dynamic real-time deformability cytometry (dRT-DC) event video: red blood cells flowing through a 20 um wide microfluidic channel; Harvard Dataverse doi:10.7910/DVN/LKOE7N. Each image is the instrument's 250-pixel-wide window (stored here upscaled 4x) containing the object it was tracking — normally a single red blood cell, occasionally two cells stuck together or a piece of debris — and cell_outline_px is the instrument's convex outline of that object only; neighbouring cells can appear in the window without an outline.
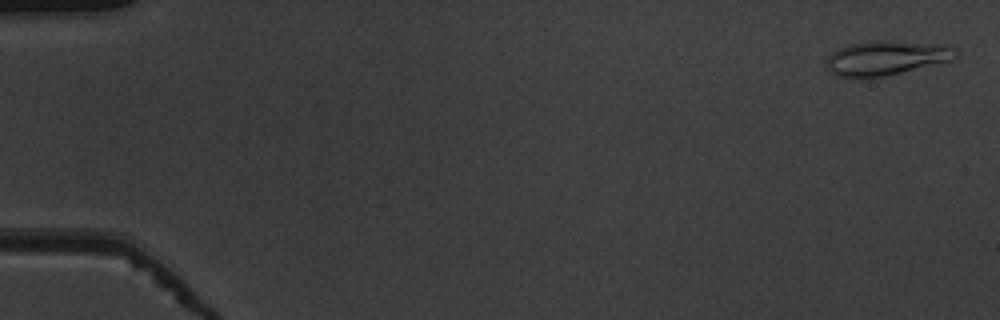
{"species": "common noctule bat (a hibernating species)", "species_latin": "Nyctalus noctula", "temperature_condition": "warm", "stored_images_in_passage": 52, "camera_frame_rate_fps": 3000, "um_per_image_px": 0.085, "animal": {"sex": "male", "body_mass_g": 19.5, "forearm_length_mm": 54.6}, "frame": {"image": 1, "passage_image": 2, "time_ms": 0.333, "image_size_px": [1000, 320], "cell_outline_px": [[956, 52], [948, 60], [884, 76], [840, 76], [832, 72], [828, 68], [824, 60], [832, 52], [848, 44], [872, 40], [880, 40], [940, 44], [956, 48]], "centroid_in_image_um": [75.25, 4.89], "position_along_channel_um": 9.8, "area_um2": 25.09}}
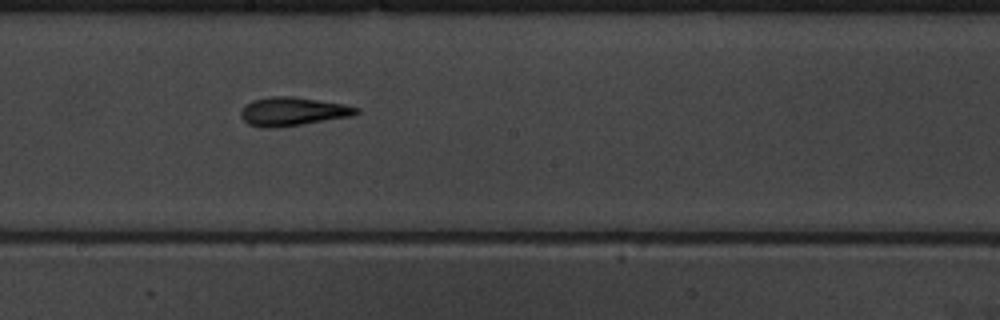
{"frame": {"image": 2, "passage_image": 30, "time_ms": 9.667, "image_size_px": [1000, 320], "cell_outline_px": [[360, 112], [352, 116], [304, 124], [272, 128], [260, 128], [248, 124], [240, 116], [240, 112], [252, 100], [268, 96], [292, 96], [344, 104], [360, 108]], "centroid_in_image_um": [24.88, 9.48], "position_along_channel_um": 223.3, "area_um2": 19.31}}
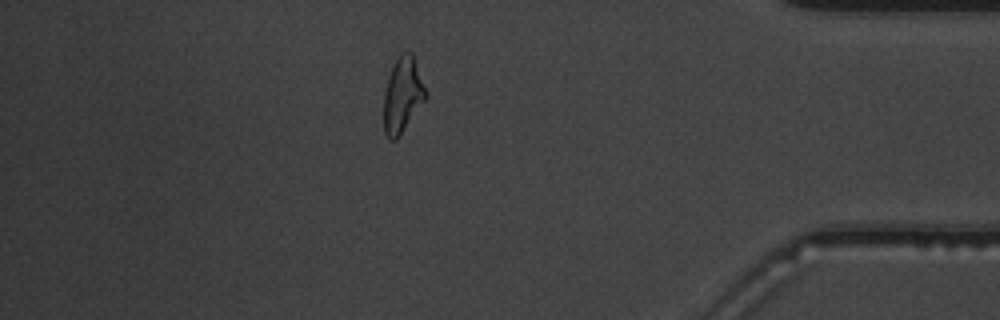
{"frame": {"image": 3, "passage_image": 46, "time_ms": 15.0, "image_size_px": [1000, 320], "cell_outline_px": [[428, 96], [396, 140], [388, 140], [384, 132], [384, 92], [388, 76], [392, 64], [400, 52], [412, 52], [428, 92]], "centroid_in_image_um": [34.22, 8.04], "position_along_channel_um": 401.0, "area_um2": 18.67}, "authors_computed_cell_mechanics": {"area_um2": 18.6405, "velocity_mm_per_s": 3.9401, "shape_relaxation_time_tau1_ms": 6.5009, "shape_relaxation_time_tau2_ms": 2.7588, "deformation_change_tau1": 0.2499, "deformation_change_tau2": 0.1405}}